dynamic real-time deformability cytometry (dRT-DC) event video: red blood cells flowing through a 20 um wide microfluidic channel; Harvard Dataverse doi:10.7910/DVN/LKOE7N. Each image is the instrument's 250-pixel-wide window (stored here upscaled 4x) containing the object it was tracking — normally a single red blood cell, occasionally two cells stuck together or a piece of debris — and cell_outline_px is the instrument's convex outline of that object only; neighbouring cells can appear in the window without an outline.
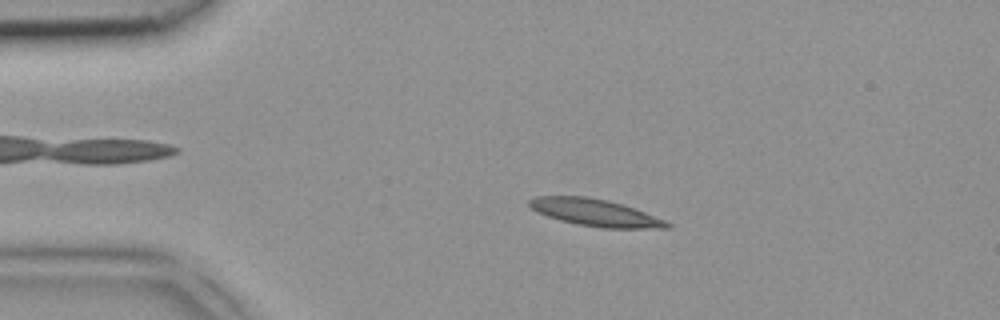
{"species": "common noctule bat (a hibernating species)", "species_latin": "Nyctalus noctula", "temperature_condition": "room temperature", "stored_images_in_passage": 4, "camera_frame_rate_fps": 3000, "um_per_image_px": 0.085, "animal": {"sex": "female", "body_mass_g": 18.4}, "frame": {"image": 1, "passage_image": 2, "time_ms": 0.333, "image_size_px": [1000, 320], "cell_outline_px": [[672, 228], [604, 228], [576, 224], [560, 220], [536, 212], [528, 204], [528, 200], [536, 196], [588, 196], [608, 200], [636, 208], [668, 220], [672, 224]], "centroid_in_image_um": [50.65, 18.07], "position_along_channel_um": 34.3, "area_um2": 22.02}}
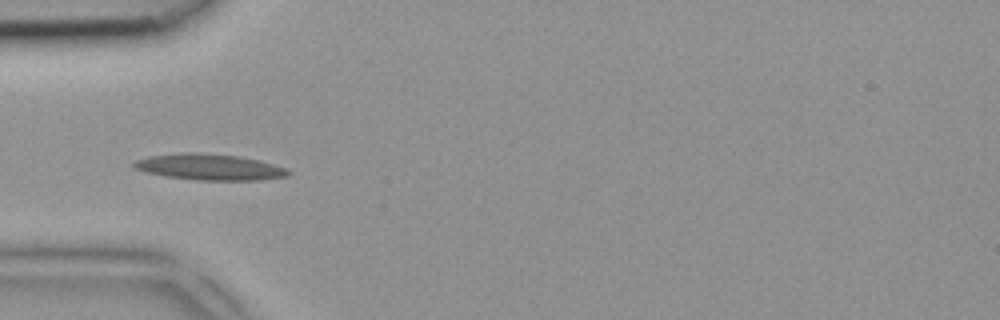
{"frame": {"image": 2, "passage_image": 3, "time_ms": 0.667, "image_size_px": [1000, 320], "cell_outline_px": [[292, 172], [288, 176], [260, 180], [196, 180], [168, 176], [144, 172], [132, 168], [132, 164], [136, 160], [148, 156], [180, 152], [200, 152], [236, 156], [256, 160], [288, 168]], "centroid_in_image_um": [17.78, 14.19], "position_along_channel_um": 67.2, "area_um2": 23.52}}